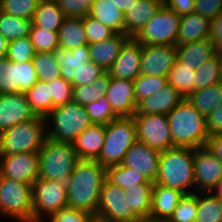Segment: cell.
<instances>
[{"instance_id":"obj_63","label":"cell","mask_w":222,"mask_h":222,"mask_svg":"<svg viewBox=\"0 0 222 222\" xmlns=\"http://www.w3.org/2000/svg\"><path fill=\"white\" fill-rule=\"evenodd\" d=\"M218 54H219L220 66L222 70V51L218 52Z\"/></svg>"},{"instance_id":"obj_30","label":"cell","mask_w":222,"mask_h":222,"mask_svg":"<svg viewBox=\"0 0 222 222\" xmlns=\"http://www.w3.org/2000/svg\"><path fill=\"white\" fill-rule=\"evenodd\" d=\"M89 16L101 21L116 33H124V13L111 0H93Z\"/></svg>"},{"instance_id":"obj_29","label":"cell","mask_w":222,"mask_h":222,"mask_svg":"<svg viewBox=\"0 0 222 222\" xmlns=\"http://www.w3.org/2000/svg\"><path fill=\"white\" fill-rule=\"evenodd\" d=\"M58 36L59 47L66 50L88 44L84 29V17H64Z\"/></svg>"},{"instance_id":"obj_58","label":"cell","mask_w":222,"mask_h":222,"mask_svg":"<svg viewBox=\"0 0 222 222\" xmlns=\"http://www.w3.org/2000/svg\"><path fill=\"white\" fill-rule=\"evenodd\" d=\"M205 148L222 161V133L209 135Z\"/></svg>"},{"instance_id":"obj_33","label":"cell","mask_w":222,"mask_h":222,"mask_svg":"<svg viewBox=\"0 0 222 222\" xmlns=\"http://www.w3.org/2000/svg\"><path fill=\"white\" fill-rule=\"evenodd\" d=\"M195 222H222V201L211 192H197Z\"/></svg>"},{"instance_id":"obj_44","label":"cell","mask_w":222,"mask_h":222,"mask_svg":"<svg viewBox=\"0 0 222 222\" xmlns=\"http://www.w3.org/2000/svg\"><path fill=\"white\" fill-rule=\"evenodd\" d=\"M29 37L35 52H54L59 47L58 32L48 31L32 24Z\"/></svg>"},{"instance_id":"obj_1","label":"cell","mask_w":222,"mask_h":222,"mask_svg":"<svg viewBox=\"0 0 222 222\" xmlns=\"http://www.w3.org/2000/svg\"><path fill=\"white\" fill-rule=\"evenodd\" d=\"M106 176L98 161L80 160L66 181L68 208L96 215Z\"/></svg>"},{"instance_id":"obj_3","label":"cell","mask_w":222,"mask_h":222,"mask_svg":"<svg viewBox=\"0 0 222 222\" xmlns=\"http://www.w3.org/2000/svg\"><path fill=\"white\" fill-rule=\"evenodd\" d=\"M173 145L179 147H205L209 137L206 117L186 98L167 115Z\"/></svg>"},{"instance_id":"obj_26","label":"cell","mask_w":222,"mask_h":222,"mask_svg":"<svg viewBox=\"0 0 222 222\" xmlns=\"http://www.w3.org/2000/svg\"><path fill=\"white\" fill-rule=\"evenodd\" d=\"M210 20L196 12L181 16L177 46L208 38Z\"/></svg>"},{"instance_id":"obj_55","label":"cell","mask_w":222,"mask_h":222,"mask_svg":"<svg viewBox=\"0 0 222 222\" xmlns=\"http://www.w3.org/2000/svg\"><path fill=\"white\" fill-rule=\"evenodd\" d=\"M208 39L214 45L216 52L222 51V13L210 20Z\"/></svg>"},{"instance_id":"obj_16","label":"cell","mask_w":222,"mask_h":222,"mask_svg":"<svg viewBox=\"0 0 222 222\" xmlns=\"http://www.w3.org/2000/svg\"><path fill=\"white\" fill-rule=\"evenodd\" d=\"M36 117L24 92L0 94V133Z\"/></svg>"},{"instance_id":"obj_48","label":"cell","mask_w":222,"mask_h":222,"mask_svg":"<svg viewBox=\"0 0 222 222\" xmlns=\"http://www.w3.org/2000/svg\"><path fill=\"white\" fill-rule=\"evenodd\" d=\"M35 53L34 45L28 36L9 42L6 57L11 62L23 63L32 60Z\"/></svg>"},{"instance_id":"obj_23","label":"cell","mask_w":222,"mask_h":222,"mask_svg":"<svg viewBox=\"0 0 222 222\" xmlns=\"http://www.w3.org/2000/svg\"><path fill=\"white\" fill-rule=\"evenodd\" d=\"M183 195L179 190L154 184L149 221H167Z\"/></svg>"},{"instance_id":"obj_12","label":"cell","mask_w":222,"mask_h":222,"mask_svg":"<svg viewBox=\"0 0 222 222\" xmlns=\"http://www.w3.org/2000/svg\"><path fill=\"white\" fill-rule=\"evenodd\" d=\"M133 119L138 141L160 152L175 147L165 114H134Z\"/></svg>"},{"instance_id":"obj_28","label":"cell","mask_w":222,"mask_h":222,"mask_svg":"<svg viewBox=\"0 0 222 222\" xmlns=\"http://www.w3.org/2000/svg\"><path fill=\"white\" fill-rule=\"evenodd\" d=\"M154 183H142L133 185L132 188H124V193L129 201L132 213L141 221H149L152 206V191Z\"/></svg>"},{"instance_id":"obj_11","label":"cell","mask_w":222,"mask_h":222,"mask_svg":"<svg viewBox=\"0 0 222 222\" xmlns=\"http://www.w3.org/2000/svg\"><path fill=\"white\" fill-rule=\"evenodd\" d=\"M96 222H141L129 206L124 190L105 179L99 197Z\"/></svg>"},{"instance_id":"obj_2","label":"cell","mask_w":222,"mask_h":222,"mask_svg":"<svg viewBox=\"0 0 222 222\" xmlns=\"http://www.w3.org/2000/svg\"><path fill=\"white\" fill-rule=\"evenodd\" d=\"M195 148L175 146L161 152L158 174L154 184L176 189L183 194L195 193L194 180Z\"/></svg>"},{"instance_id":"obj_38","label":"cell","mask_w":222,"mask_h":222,"mask_svg":"<svg viewBox=\"0 0 222 222\" xmlns=\"http://www.w3.org/2000/svg\"><path fill=\"white\" fill-rule=\"evenodd\" d=\"M222 82L218 52L195 70V91Z\"/></svg>"},{"instance_id":"obj_31","label":"cell","mask_w":222,"mask_h":222,"mask_svg":"<svg viewBox=\"0 0 222 222\" xmlns=\"http://www.w3.org/2000/svg\"><path fill=\"white\" fill-rule=\"evenodd\" d=\"M56 0H41L32 18V24L48 31L58 32L64 19Z\"/></svg>"},{"instance_id":"obj_18","label":"cell","mask_w":222,"mask_h":222,"mask_svg":"<svg viewBox=\"0 0 222 222\" xmlns=\"http://www.w3.org/2000/svg\"><path fill=\"white\" fill-rule=\"evenodd\" d=\"M161 152L150 148L145 143L136 141L124 155L121 165L136 169L146 179L155 183L158 174Z\"/></svg>"},{"instance_id":"obj_62","label":"cell","mask_w":222,"mask_h":222,"mask_svg":"<svg viewBox=\"0 0 222 222\" xmlns=\"http://www.w3.org/2000/svg\"><path fill=\"white\" fill-rule=\"evenodd\" d=\"M151 1H154V2H157L159 4H162L163 6H165L167 0H151Z\"/></svg>"},{"instance_id":"obj_24","label":"cell","mask_w":222,"mask_h":222,"mask_svg":"<svg viewBox=\"0 0 222 222\" xmlns=\"http://www.w3.org/2000/svg\"><path fill=\"white\" fill-rule=\"evenodd\" d=\"M129 38L125 33H116L107 40L88 44L90 61H93L107 72Z\"/></svg>"},{"instance_id":"obj_35","label":"cell","mask_w":222,"mask_h":222,"mask_svg":"<svg viewBox=\"0 0 222 222\" xmlns=\"http://www.w3.org/2000/svg\"><path fill=\"white\" fill-rule=\"evenodd\" d=\"M167 77L168 84L172 85L184 98L195 91V70L184 66L177 59Z\"/></svg>"},{"instance_id":"obj_7","label":"cell","mask_w":222,"mask_h":222,"mask_svg":"<svg viewBox=\"0 0 222 222\" xmlns=\"http://www.w3.org/2000/svg\"><path fill=\"white\" fill-rule=\"evenodd\" d=\"M45 119L47 137L59 142L73 143L86 128L93 125L85 107L74 102L52 109Z\"/></svg>"},{"instance_id":"obj_54","label":"cell","mask_w":222,"mask_h":222,"mask_svg":"<svg viewBox=\"0 0 222 222\" xmlns=\"http://www.w3.org/2000/svg\"><path fill=\"white\" fill-rule=\"evenodd\" d=\"M194 12L211 20L222 13V0H195Z\"/></svg>"},{"instance_id":"obj_27","label":"cell","mask_w":222,"mask_h":222,"mask_svg":"<svg viewBox=\"0 0 222 222\" xmlns=\"http://www.w3.org/2000/svg\"><path fill=\"white\" fill-rule=\"evenodd\" d=\"M214 45L208 38L177 46V60L184 66L193 68L199 67L216 54Z\"/></svg>"},{"instance_id":"obj_34","label":"cell","mask_w":222,"mask_h":222,"mask_svg":"<svg viewBox=\"0 0 222 222\" xmlns=\"http://www.w3.org/2000/svg\"><path fill=\"white\" fill-rule=\"evenodd\" d=\"M111 76L108 72L96 79L91 85L73 87V102L86 106L105 95L109 88Z\"/></svg>"},{"instance_id":"obj_9","label":"cell","mask_w":222,"mask_h":222,"mask_svg":"<svg viewBox=\"0 0 222 222\" xmlns=\"http://www.w3.org/2000/svg\"><path fill=\"white\" fill-rule=\"evenodd\" d=\"M32 194L33 222H44L49 216L68 208L66 182L37 179L32 184Z\"/></svg>"},{"instance_id":"obj_43","label":"cell","mask_w":222,"mask_h":222,"mask_svg":"<svg viewBox=\"0 0 222 222\" xmlns=\"http://www.w3.org/2000/svg\"><path fill=\"white\" fill-rule=\"evenodd\" d=\"M197 215V192L184 194L167 222H195Z\"/></svg>"},{"instance_id":"obj_5","label":"cell","mask_w":222,"mask_h":222,"mask_svg":"<svg viewBox=\"0 0 222 222\" xmlns=\"http://www.w3.org/2000/svg\"><path fill=\"white\" fill-rule=\"evenodd\" d=\"M46 138V119L37 116L0 133V155L38 152Z\"/></svg>"},{"instance_id":"obj_4","label":"cell","mask_w":222,"mask_h":222,"mask_svg":"<svg viewBox=\"0 0 222 222\" xmlns=\"http://www.w3.org/2000/svg\"><path fill=\"white\" fill-rule=\"evenodd\" d=\"M38 179L66 182L80 161L72 143L55 141L49 137L38 151Z\"/></svg>"},{"instance_id":"obj_37","label":"cell","mask_w":222,"mask_h":222,"mask_svg":"<svg viewBox=\"0 0 222 222\" xmlns=\"http://www.w3.org/2000/svg\"><path fill=\"white\" fill-rule=\"evenodd\" d=\"M25 94L36 116L45 118L51 112L52 97L47 82L38 80Z\"/></svg>"},{"instance_id":"obj_49","label":"cell","mask_w":222,"mask_h":222,"mask_svg":"<svg viewBox=\"0 0 222 222\" xmlns=\"http://www.w3.org/2000/svg\"><path fill=\"white\" fill-rule=\"evenodd\" d=\"M84 29L88 44L107 40L116 34L113 29L89 15L84 16Z\"/></svg>"},{"instance_id":"obj_21","label":"cell","mask_w":222,"mask_h":222,"mask_svg":"<svg viewBox=\"0 0 222 222\" xmlns=\"http://www.w3.org/2000/svg\"><path fill=\"white\" fill-rule=\"evenodd\" d=\"M54 54L60 65V75L71 82L73 87H78V71L83 63L90 61L88 44L71 50L58 47L54 50Z\"/></svg>"},{"instance_id":"obj_51","label":"cell","mask_w":222,"mask_h":222,"mask_svg":"<svg viewBox=\"0 0 222 222\" xmlns=\"http://www.w3.org/2000/svg\"><path fill=\"white\" fill-rule=\"evenodd\" d=\"M19 75V92L26 93L38 81L37 72L33 67L32 60L16 63Z\"/></svg>"},{"instance_id":"obj_8","label":"cell","mask_w":222,"mask_h":222,"mask_svg":"<svg viewBox=\"0 0 222 222\" xmlns=\"http://www.w3.org/2000/svg\"><path fill=\"white\" fill-rule=\"evenodd\" d=\"M0 215L20 222H33L32 185L1 176Z\"/></svg>"},{"instance_id":"obj_56","label":"cell","mask_w":222,"mask_h":222,"mask_svg":"<svg viewBox=\"0 0 222 222\" xmlns=\"http://www.w3.org/2000/svg\"><path fill=\"white\" fill-rule=\"evenodd\" d=\"M206 128L209 135L222 133V104L206 117Z\"/></svg>"},{"instance_id":"obj_60","label":"cell","mask_w":222,"mask_h":222,"mask_svg":"<svg viewBox=\"0 0 222 222\" xmlns=\"http://www.w3.org/2000/svg\"><path fill=\"white\" fill-rule=\"evenodd\" d=\"M9 41L0 34V58L6 57Z\"/></svg>"},{"instance_id":"obj_36","label":"cell","mask_w":222,"mask_h":222,"mask_svg":"<svg viewBox=\"0 0 222 222\" xmlns=\"http://www.w3.org/2000/svg\"><path fill=\"white\" fill-rule=\"evenodd\" d=\"M31 26L32 20L15 17L0 11V34L9 42L28 37Z\"/></svg>"},{"instance_id":"obj_57","label":"cell","mask_w":222,"mask_h":222,"mask_svg":"<svg viewBox=\"0 0 222 222\" xmlns=\"http://www.w3.org/2000/svg\"><path fill=\"white\" fill-rule=\"evenodd\" d=\"M165 6L177 15L183 16L194 12L195 0H167Z\"/></svg>"},{"instance_id":"obj_17","label":"cell","mask_w":222,"mask_h":222,"mask_svg":"<svg viewBox=\"0 0 222 222\" xmlns=\"http://www.w3.org/2000/svg\"><path fill=\"white\" fill-rule=\"evenodd\" d=\"M142 44L130 37L107 71L111 77L134 81L141 74Z\"/></svg>"},{"instance_id":"obj_40","label":"cell","mask_w":222,"mask_h":222,"mask_svg":"<svg viewBox=\"0 0 222 222\" xmlns=\"http://www.w3.org/2000/svg\"><path fill=\"white\" fill-rule=\"evenodd\" d=\"M32 62L39 81L50 82L61 76L54 52H36Z\"/></svg>"},{"instance_id":"obj_61","label":"cell","mask_w":222,"mask_h":222,"mask_svg":"<svg viewBox=\"0 0 222 222\" xmlns=\"http://www.w3.org/2000/svg\"><path fill=\"white\" fill-rule=\"evenodd\" d=\"M209 192H211L215 197L219 198L222 201V179Z\"/></svg>"},{"instance_id":"obj_20","label":"cell","mask_w":222,"mask_h":222,"mask_svg":"<svg viewBox=\"0 0 222 222\" xmlns=\"http://www.w3.org/2000/svg\"><path fill=\"white\" fill-rule=\"evenodd\" d=\"M184 99L172 85L167 84L137 105L135 114H165L171 112Z\"/></svg>"},{"instance_id":"obj_39","label":"cell","mask_w":222,"mask_h":222,"mask_svg":"<svg viewBox=\"0 0 222 222\" xmlns=\"http://www.w3.org/2000/svg\"><path fill=\"white\" fill-rule=\"evenodd\" d=\"M106 178L122 189H130L136 184L152 183L136 169L121 164L107 168Z\"/></svg>"},{"instance_id":"obj_19","label":"cell","mask_w":222,"mask_h":222,"mask_svg":"<svg viewBox=\"0 0 222 222\" xmlns=\"http://www.w3.org/2000/svg\"><path fill=\"white\" fill-rule=\"evenodd\" d=\"M134 81L111 77L105 96L118 117H132L137 111Z\"/></svg>"},{"instance_id":"obj_59","label":"cell","mask_w":222,"mask_h":222,"mask_svg":"<svg viewBox=\"0 0 222 222\" xmlns=\"http://www.w3.org/2000/svg\"><path fill=\"white\" fill-rule=\"evenodd\" d=\"M125 14L135 0H111Z\"/></svg>"},{"instance_id":"obj_52","label":"cell","mask_w":222,"mask_h":222,"mask_svg":"<svg viewBox=\"0 0 222 222\" xmlns=\"http://www.w3.org/2000/svg\"><path fill=\"white\" fill-rule=\"evenodd\" d=\"M49 217L48 222H96L95 215L70 208L63 209Z\"/></svg>"},{"instance_id":"obj_46","label":"cell","mask_w":222,"mask_h":222,"mask_svg":"<svg viewBox=\"0 0 222 222\" xmlns=\"http://www.w3.org/2000/svg\"><path fill=\"white\" fill-rule=\"evenodd\" d=\"M89 118L93 124L107 125L118 116L113 112V109L105 95L98 100L84 106Z\"/></svg>"},{"instance_id":"obj_10","label":"cell","mask_w":222,"mask_h":222,"mask_svg":"<svg viewBox=\"0 0 222 222\" xmlns=\"http://www.w3.org/2000/svg\"><path fill=\"white\" fill-rule=\"evenodd\" d=\"M181 16L162 6L133 37L142 45H176Z\"/></svg>"},{"instance_id":"obj_64","label":"cell","mask_w":222,"mask_h":222,"mask_svg":"<svg viewBox=\"0 0 222 222\" xmlns=\"http://www.w3.org/2000/svg\"><path fill=\"white\" fill-rule=\"evenodd\" d=\"M147 222H167V221H147Z\"/></svg>"},{"instance_id":"obj_42","label":"cell","mask_w":222,"mask_h":222,"mask_svg":"<svg viewBox=\"0 0 222 222\" xmlns=\"http://www.w3.org/2000/svg\"><path fill=\"white\" fill-rule=\"evenodd\" d=\"M19 75L16 62L7 57L0 58V94L18 93Z\"/></svg>"},{"instance_id":"obj_41","label":"cell","mask_w":222,"mask_h":222,"mask_svg":"<svg viewBox=\"0 0 222 222\" xmlns=\"http://www.w3.org/2000/svg\"><path fill=\"white\" fill-rule=\"evenodd\" d=\"M167 84V76H149L145 74H140L134 80L136 104L138 105L143 99L160 90Z\"/></svg>"},{"instance_id":"obj_22","label":"cell","mask_w":222,"mask_h":222,"mask_svg":"<svg viewBox=\"0 0 222 222\" xmlns=\"http://www.w3.org/2000/svg\"><path fill=\"white\" fill-rule=\"evenodd\" d=\"M105 125L93 124L72 143L80 160L96 161L104 144Z\"/></svg>"},{"instance_id":"obj_32","label":"cell","mask_w":222,"mask_h":222,"mask_svg":"<svg viewBox=\"0 0 222 222\" xmlns=\"http://www.w3.org/2000/svg\"><path fill=\"white\" fill-rule=\"evenodd\" d=\"M186 99L205 117L222 104V82L190 93Z\"/></svg>"},{"instance_id":"obj_6","label":"cell","mask_w":222,"mask_h":222,"mask_svg":"<svg viewBox=\"0 0 222 222\" xmlns=\"http://www.w3.org/2000/svg\"><path fill=\"white\" fill-rule=\"evenodd\" d=\"M137 140V127L133 116L117 117L105 125L104 144L96 161L106 169L120 165L127 150Z\"/></svg>"},{"instance_id":"obj_15","label":"cell","mask_w":222,"mask_h":222,"mask_svg":"<svg viewBox=\"0 0 222 222\" xmlns=\"http://www.w3.org/2000/svg\"><path fill=\"white\" fill-rule=\"evenodd\" d=\"M176 58V45H142L141 74L168 76Z\"/></svg>"},{"instance_id":"obj_13","label":"cell","mask_w":222,"mask_h":222,"mask_svg":"<svg viewBox=\"0 0 222 222\" xmlns=\"http://www.w3.org/2000/svg\"><path fill=\"white\" fill-rule=\"evenodd\" d=\"M38 165V152L0 155L2 176L31 185L38 179Z\"/></svg>"},{"instance_id":"obj_45","label":"cell","mask_w":222,"mask_h":222,"mask_svg":"<svg viewBox=\"0 0 222 222\" xmlns=\"http://www.w3.org/2000/svg\"><path fill=\"white\" fill-rule=\"evenodd\" d=\"M41 0H0V11L15 17L32 20Z\"/></svg>"},{"instance_id":"obj_25","label":"cell","mask_w":222,"mask_h":222,"mask_svg":"<svg viewBox=\"0 0 222 222\" xmlns=\"http://www.w3.org/2000/svg\"><path fill=\"white\" fill-rule=\"evenodd\" d=\"M162 6L151 0H135L124 14V33L134 37Z\"/></svg>"},{"instance_id":"obj_50","label":"cell","mask_w":222,"mask_h":222,"mask_svg":"<svg viewBox=\"0 0 222 222\" xmlns=\"http://www.w3.org/2000/svg\"><path fill=\"white\" fill-rule=\"evenodd\" d=\"M65 17H79L89 15L93 0H56Z\"/></svg>"},{"instance_id":"obj_47","label":"cell","mask_w":222,"mask_h":222,"mask_svg":"<svg viewBox=\"0 0 222 222\" xmlns=\"http://www.w3.org/2000/svg\"><path fill=\"white\" fill-rule=\"evenodd\" d=\"M50 97H52V109L73 102V85L62 76L47 82Z\"/></svg>"},{"instance_id":"obj_14","label":"cell","mask_w":222,"mask_h":222,"mask_svg":"<svg viewBox=\"0 0 222 222\" xmlns=\"http://www.w3.org/2000/svg\"><path fill=\"white\" fill-rule=\"evenodd\" d=\"M222 179V161L205 147L195 148L194 180L196 192H208Z\"/></svg>"},{"instance_id":"obj_53","label":"cell","mask_w":222,"mask_h":222,"mask_svg":"<svg viewBox=\"0 0 222 222\" xmlns=\"http://www.w3.org/2000/svg\"><path fill=\"white\" fill-rule=\"evenodd\" d=\"M105 73L106 71L93 61L85 62L78 71V86L91 85L96 79Z\"/></svg>"}]
</instances>
